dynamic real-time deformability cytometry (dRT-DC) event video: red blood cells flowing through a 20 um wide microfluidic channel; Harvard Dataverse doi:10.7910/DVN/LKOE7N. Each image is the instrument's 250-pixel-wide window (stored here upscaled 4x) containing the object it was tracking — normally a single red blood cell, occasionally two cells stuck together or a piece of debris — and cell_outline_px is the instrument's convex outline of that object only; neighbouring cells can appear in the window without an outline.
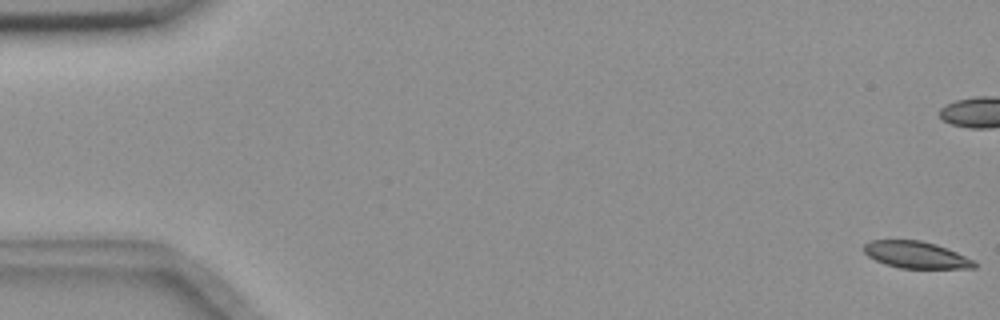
{"species": "common noctule bat (a hibernating species)", "species_latin": "Nyctalus noctula", "temperature_condition": "room temperature", "stored_images_in_passage": 57, "camera_frame_rate_fps": 3000, "um_per_image_px": 0.085, "animal": {"sex": "female", "body_mass_g": 18.4}, "frame": {"image": 1, "passage_image": 1, "time_ms": 0.0, "image_size_px": [1000, 320], "cell_outline_px": [[976, 268], [900, 268], [884, 264], [868, 256], [864, 252], [864, 244], [872, 240], [920, 240], [936, 244], [948, 248], [972, 260], [976, 264]], "centroid_in_image_um": [77.84, 21.66], "position_along_channel_um": 7.2, "area_um2": 17.17}}
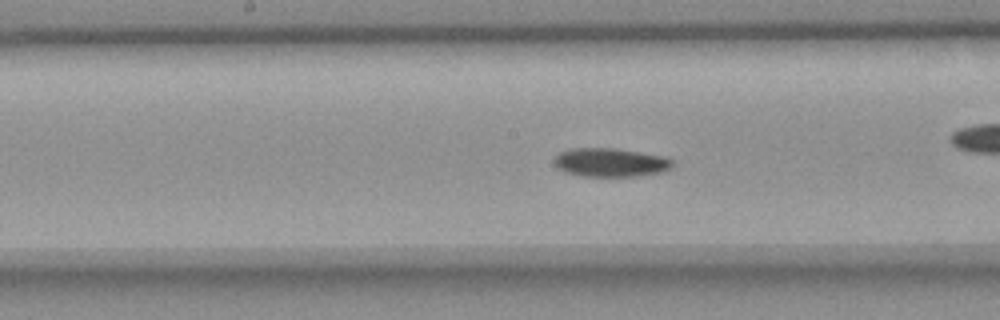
{"frame": {"image": 2, "passage_image": 29, "time_ms": 9.333, "image_size_px": [1000, 320], "cell_outline_px": [[672, 168], [664, 172], [636, 176], [580, 176], [564, 172], [552, 160], [560, 152], [572, 148], [616, 148], [668, 156], [672, 160]], "centroid_in_image_um": [51.94, 13.8], "position_along_channel_um": 196.3, "area_um2": 20.0}}
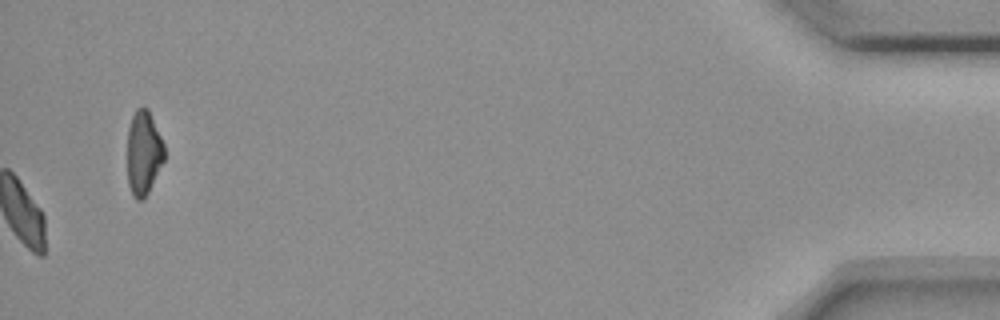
{"frame": {"image": 3, "passage_image": 57, "time_ms": 18.667, "image_size_px": [1000, 320], "cell_outline_px": [[164, 160], [144, 200], [136, 200], [132, 196], [128, 184], [128, 128], [132, 116], [136, 108], [144, 104], [148, 108], [164, 144]], "centroid_in_image_um": [12.2, 12.97], "position_along_channel_um": 423.0, "area_um2": 18.26}, "authors_computed_cell_mechanics": {"area_um2": 19.1896, "velocity_mm_per_s": 3.6402, "shape_relaxation_time_tau1_ms": 5.9564, "shape_relaxation_time_tau2_ms": 9.9764, "deformation_change_tau1": 0.1326, "deformation_change_tau2": 0.1262}}